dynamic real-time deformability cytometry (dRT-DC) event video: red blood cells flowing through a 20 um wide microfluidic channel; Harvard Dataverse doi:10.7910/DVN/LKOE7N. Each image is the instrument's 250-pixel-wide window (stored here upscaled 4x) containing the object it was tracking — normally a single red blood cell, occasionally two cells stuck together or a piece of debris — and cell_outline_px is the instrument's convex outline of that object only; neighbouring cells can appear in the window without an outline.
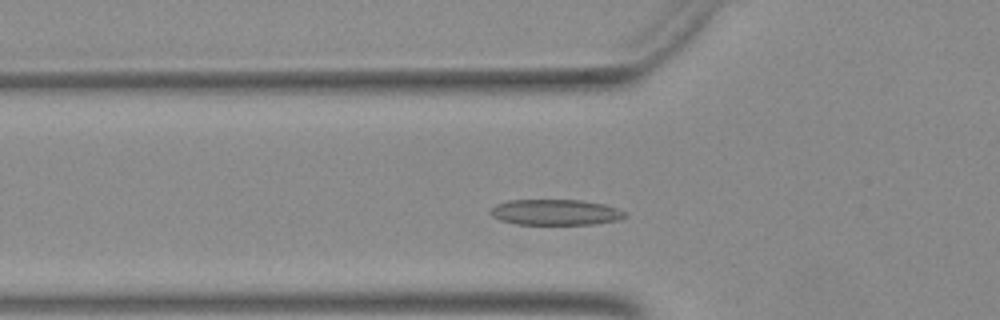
{"species": "Egyptian fruit bat (a non-hibernating species)", "species_latin": "Rousettus aegyptiacus", "temperature_condition": "warm", "stored_images_in_passage": 38, "camera_frame_rate_fps": 3000, "um_per_image_px": 0.085, "animal": {"sex": "female"}, "frame": {"image": 1, "passage_image": 4, "time_ms": 1.0, "image_size_px": [1000, 320], "cell_outline_px": [[628, 216], [620, 220], [596, 224], [516, 224], [500, 220], [492, 216], [492, 208], [496, 204], [508, 200], [584, 200], [604, 204], [620, 208], [628, 212]], "centroid_in_image_um": [47.32, 18.04], "position_along_channel_um": 78.5, "area_um2": 20.4}}
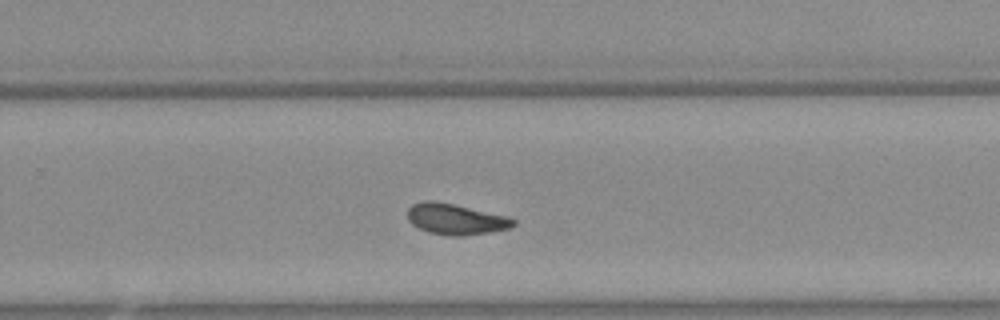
{"frame": {"image": 2, "passage_image": 20, "time_ms": 6.333, "image_size_px": [1000, 320], "cell_outline_px": [[516, 224], [508, 228], [488, 232], [460, 236], [452, 236], [428, 232], [412, 224], [408, 220], [408, 208], [412, 204], [424, 200], [432, 200], [452, 204], [504, 216], [516, 220]], "centroid_in_image_um": [38.67, 18.63], "position_along_channel_um": 291.1, "area_um2": 18.61}}
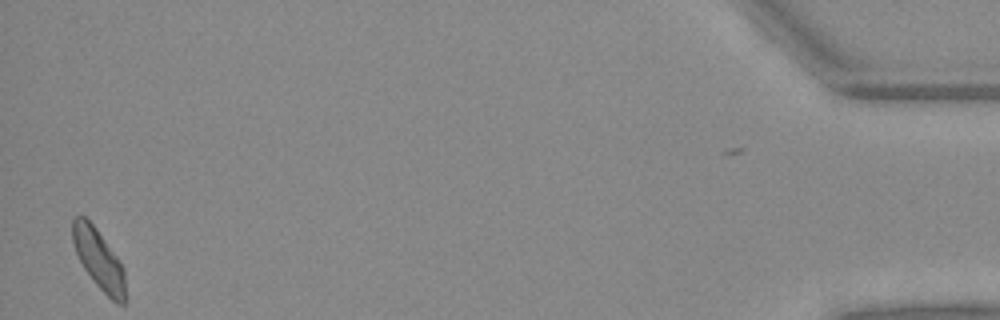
{"frame": {"image": 3, "passage_image": 37, "time_ms": 12.0, "image_size_px": [1000, 320], "cell_outline_px": [[124, 304], [116, 304], [96, 284], [84, 268], [72, 244], [72, 220], [76, 216], [84, 216], [96, 228], [116, 256], [124, 268]], "centroid_in_image_um": [8.37, 22.02], "position_along_channel_um": 426.8, "area_um2": 18.03}}